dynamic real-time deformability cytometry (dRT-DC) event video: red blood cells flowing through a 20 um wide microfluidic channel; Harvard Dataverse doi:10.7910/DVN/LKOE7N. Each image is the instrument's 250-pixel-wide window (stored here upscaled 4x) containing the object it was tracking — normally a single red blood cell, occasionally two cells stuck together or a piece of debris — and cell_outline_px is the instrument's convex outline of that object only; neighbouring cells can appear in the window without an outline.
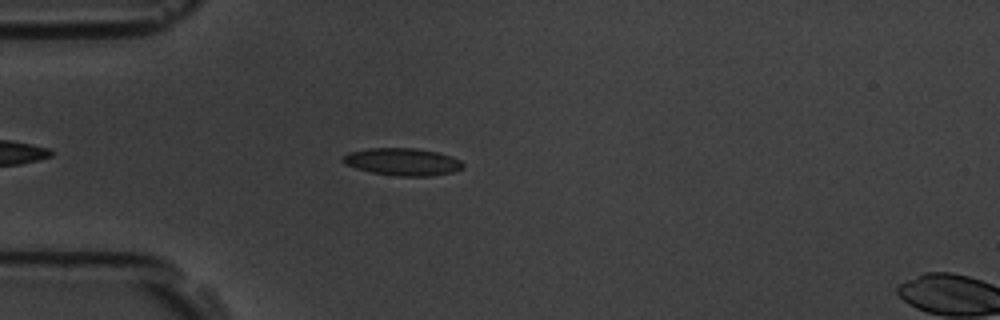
{"species": "common noctule bat (a hibernating species)", "species_latin": "Nyctalus noctula", "temperature_condition": "room temperature", "stored_images_in_passage": 46, "camera_frame_rate_fps": 3000, "um_per_image_px": 0.085, "animal": {"sex": "male", "body_mass_g": 19.5, "forearm_length_mm": 54.6}, "frame": {"image": 1, "passage_image": 8, "time_ms": 2.333, "image_size_px": [1000, 320], "cell_outline_px": [[464, 168], [452, 172], [428, 176], [400, 176], [372, 172], [356, 168], [344, 164], [340, 160], [340, 156], [348, 152], [368, 148], [416, 148], [436, 152], [460, 160], [464, 164]], "centroid_in_image_um": [34.15, 13.74], "position_along_channel_um": 50.8, "area_um2": 19.13}}
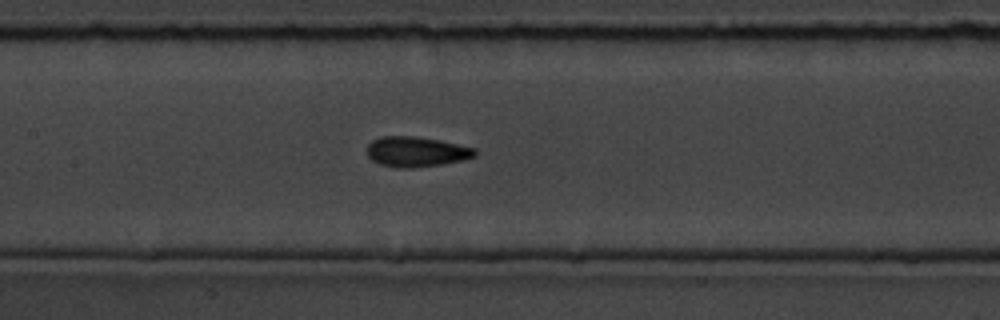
{"frame": {"image": 2, "passage_image": 19, "time_ms": 6.0, "image_size_px": [1000, 320], "cell_outline_px": [[476, 156], [464, 160], [444, 164], [412, 168], [396, 168], [380, 164], [372, 160], [368, 156], [368, 144], [372, 140], [380, 136], [416, 136], [440, 140], [476, 148]], "centroid_in_image_um": [35.4, 12.9], "position_along_channel_um": 172.0, "area_um2": 19.19}}
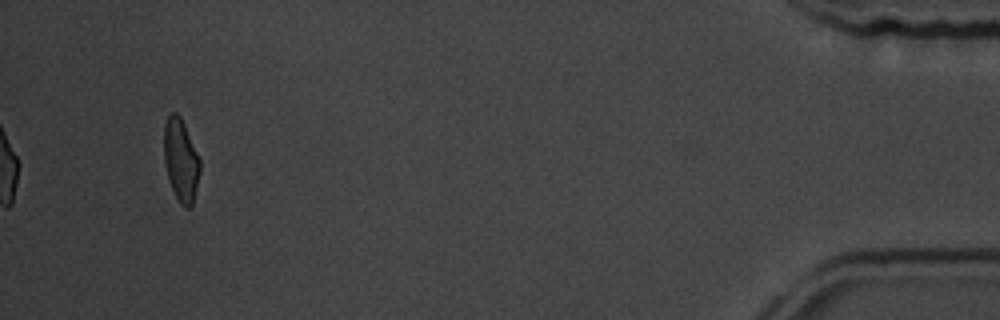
{"frame": {"image": 3, "passage_image": 46, "time_ms": 15.0, "image_size_px": [1000, 320], "cell_outline_px": [[200, 172], [192, 204], [188, 208], [184, 208], [180, 204], [172, 188], [164, 164], [164, 124], [168, 116], [172, 112], [176, 112], [180, 116], [184, 124], [200, 160]], "centroid_in_image_um": [15.36, 13.6], "position_along_channel_um": 419.8, "area_um2": 17.11}, "authors_computed_cell_mechanics": {"area_um2": 18.0914, "velocity_mm_per_s": 3.6097, "shape_relaxation_time_tau1_ms": 2.5145, "shape_relaxation_time_tau2_ms": 2.2778, "deformation_change_tau1": 0.1093, "deformation_change_tau2": 0.0984}}